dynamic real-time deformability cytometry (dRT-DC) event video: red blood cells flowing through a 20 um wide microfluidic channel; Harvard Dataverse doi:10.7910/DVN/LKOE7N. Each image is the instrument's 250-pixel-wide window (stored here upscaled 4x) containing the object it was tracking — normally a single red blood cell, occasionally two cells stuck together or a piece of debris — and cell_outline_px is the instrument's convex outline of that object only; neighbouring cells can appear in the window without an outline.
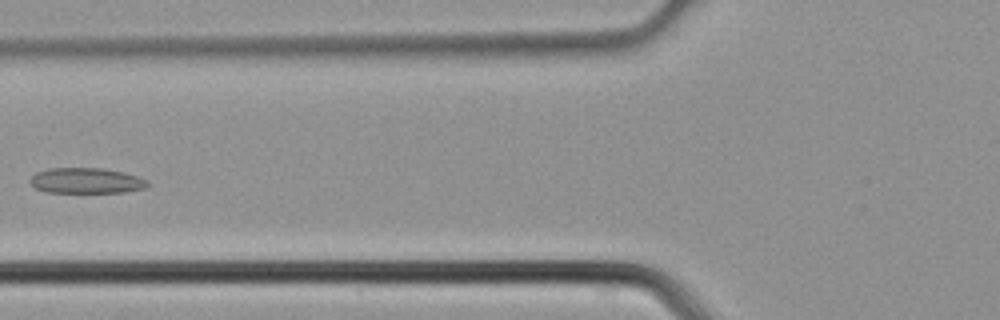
{"species": "common noctule bat (a hibernating species)", "species_latin": "Nyctalus noctula", "temperature_condition": "cold", "stored_images_in_passage": 5, "camera_frame_rate_fps": 3000, "um_per_image_px": 0.085, "animal": {"sex": "male", "body_mass_g": 21.5, "forearm_length_mm": 52.0}, "frame": {"image": 1, "passage_image": 5, "time_ms": 1.333, "image_size_px": [1000, 320], "cell_outline_px": [[148, 184], [144, 188], [124, 192], [44, 192], [36, 188], [28, 180], [36, 172], [48, 168], [104, 168], [124, 172], [148, 180]], "centroid_in_image_um": [7.31, 15.35], "position_along_channel_um": 118.5, "area_um2": 17.46}}